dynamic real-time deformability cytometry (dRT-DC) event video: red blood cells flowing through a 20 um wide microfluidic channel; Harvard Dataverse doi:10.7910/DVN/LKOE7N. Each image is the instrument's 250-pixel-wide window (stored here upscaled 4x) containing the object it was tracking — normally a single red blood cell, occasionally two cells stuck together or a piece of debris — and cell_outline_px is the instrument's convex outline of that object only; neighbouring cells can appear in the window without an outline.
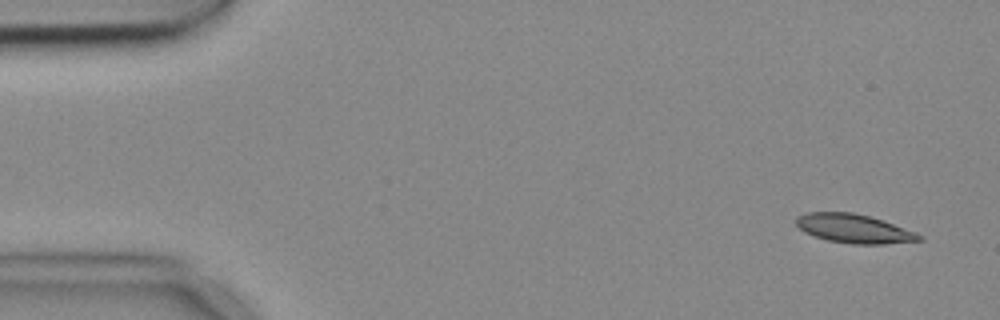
{"species": "common noctule bat (a hibernating species)", "species_latin": "Nyctalus noctula", "temperature_condition": "cold", "stored_images_in_passage": 4, "camera_frame_rate_fps": 3000, "um_per_image_px": 0.085, "animal": {"sex": "female", "body_mass_g": 18.4}, "frame": {"image": 1, "passage_image": 1, "time_ms": 0.0, "image_size_px": [1000, 320], "cell_outline_px": [[924, 240], [884, 244], [852, 244], [828, 240], [812, 236], [804, 232], [796, 224], [796, 216], [804, 212], [852, 212], [884, 220], [916, 232], [924, 236]], "centroid_in_image_um": [72.59, 19.43], "position_along_channel_um": 12.4, "area_um2": 20.92}}